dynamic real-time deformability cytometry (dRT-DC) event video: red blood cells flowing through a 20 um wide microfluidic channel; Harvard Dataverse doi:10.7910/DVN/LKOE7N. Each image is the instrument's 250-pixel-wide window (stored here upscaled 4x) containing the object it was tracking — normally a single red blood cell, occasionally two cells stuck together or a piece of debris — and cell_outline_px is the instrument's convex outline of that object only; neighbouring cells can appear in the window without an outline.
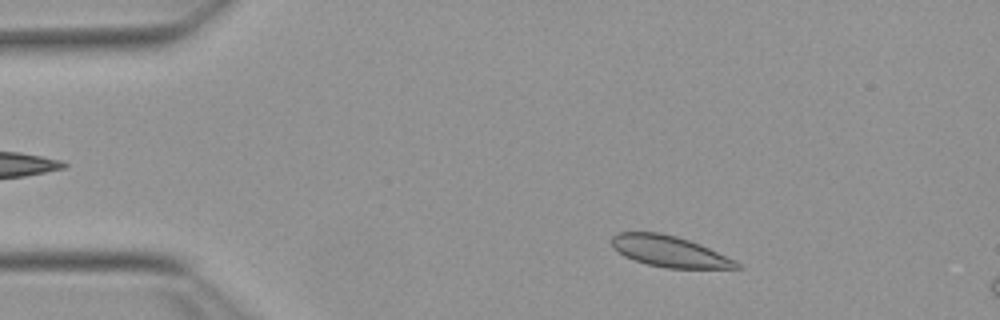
{"species": "Egyptian fruit bat (a non-hibernating species)", "species_latin": "Rousettus aegyptiacus", "temperature_condition": "warm", "stored_images_in_passage": 12, "camera_frame_rate_fps": 3000, "um_per_image_px": 0.085, "animal": {"sex": "female"}, "frame": {"image": 1, "passage_image": 6, "time_ms": 1.667, "image_size_px": [1000, 320], "cell_outline_px": [[744, 268], [664, 268], [632, 260], [624, 256], [612, 244], [612, 236], [616, 232], [660, 232], [676, 236], [700, 244], [736, 260]], "centroid_in_image_um": [56.91, 21.37], "position_along_channel_um": 28.1, "area_um2": 22.54}}